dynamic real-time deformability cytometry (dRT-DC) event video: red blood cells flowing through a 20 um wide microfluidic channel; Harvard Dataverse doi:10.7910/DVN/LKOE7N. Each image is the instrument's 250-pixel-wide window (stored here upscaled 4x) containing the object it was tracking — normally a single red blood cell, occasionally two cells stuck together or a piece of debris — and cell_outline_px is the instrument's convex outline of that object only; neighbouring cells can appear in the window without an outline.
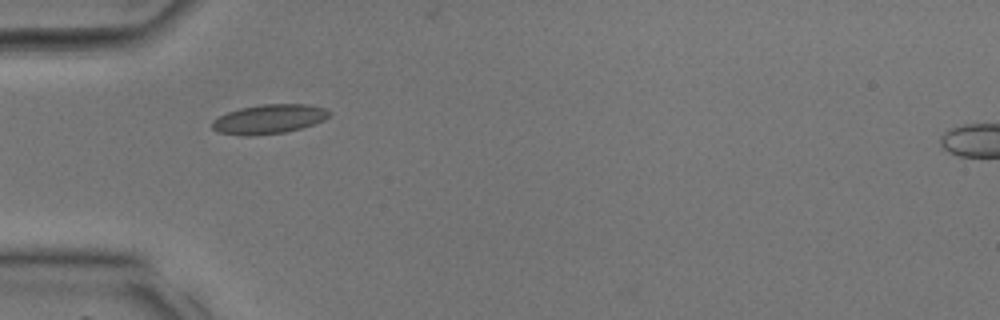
{"species": "common noctule bat (a hibernating species)", "species_latin": "Nyctalus noctula", "temperature_condition": "room temperature", "stored_images_in_passage": 21, "camera_frame_rate_fps": 3000, "um_per_image_px": 0.085, "animal": {"sex": "male", "body_mass_g": 17.9, "forearm_length_mm": 54.2}, "frame": {"image": 1, "passage_image": 1, "time_ms": 0.0, "image_size_px": [1000, 320], "cell_outline_px": [[332, 112], [324, 120], [300, 128], [284, 132], [248, 136], [220, 132], [212, 128], [212, 120], [228, 112], [240, 108], [264, 104], [308, 104], [328, 108]], "centroid_in_image_um": [22.9, 10.1], "position_along_channel_um": 62.1, "area_um2": 19.83}}
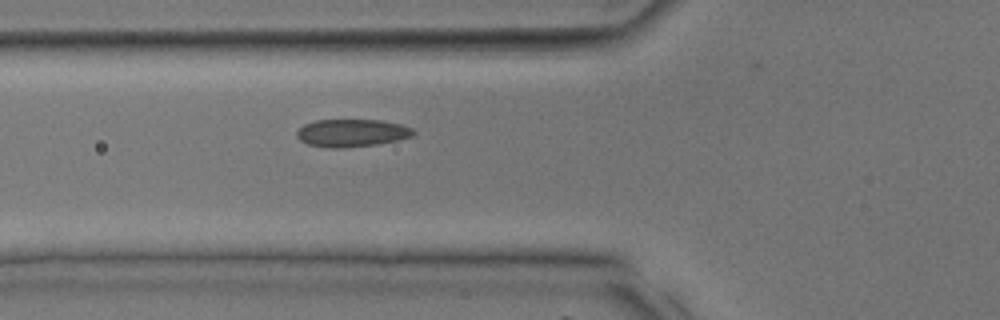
{"frame": {"image": 2, "passage_image": 3, "time_ms": 0.667, "image_size_px": [1000, 320], "cell_outline_px": [[416, 132], [412, 136], [400, 140], [376, 144], [344, 148], [324, 148], [308, 144], [300, 140], [296, 136], [296, 132], [304, 124], [316, 120], [380, 120], [400, 124], [412, 128]], "centroid_in_image_um": [29.9, 11.31], "position_along_channel_um": 95.9, "area_um2": 18.9}}
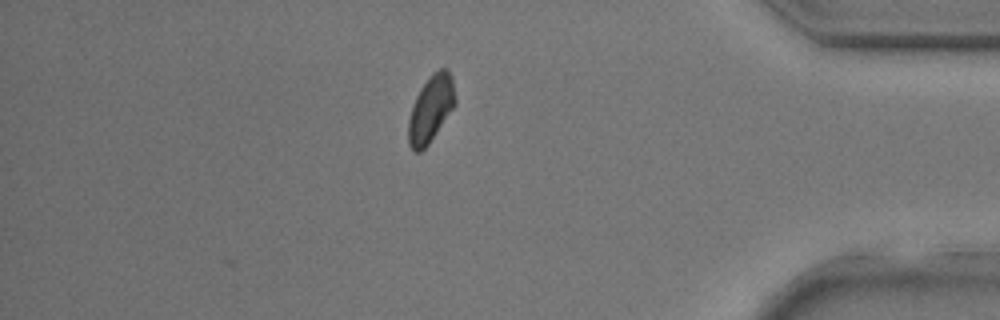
{"frame": {"image": 3, "passage_image": 21, "time_ms": 6.667, "image_size_px": [1000, 320], "cell_outline_px": [[456, 104], [428, 144], [420, 152], [412, 152], [408, 144], [408, 120], [412, 104], [420, 88], [432, 72], [440, 68], [448, 68], [452, 76], [456, 100]], "centroid_in_image_um": [36.61, 9.23], "position_along_channel_um": 398.6, "area_um2": 18.38}}